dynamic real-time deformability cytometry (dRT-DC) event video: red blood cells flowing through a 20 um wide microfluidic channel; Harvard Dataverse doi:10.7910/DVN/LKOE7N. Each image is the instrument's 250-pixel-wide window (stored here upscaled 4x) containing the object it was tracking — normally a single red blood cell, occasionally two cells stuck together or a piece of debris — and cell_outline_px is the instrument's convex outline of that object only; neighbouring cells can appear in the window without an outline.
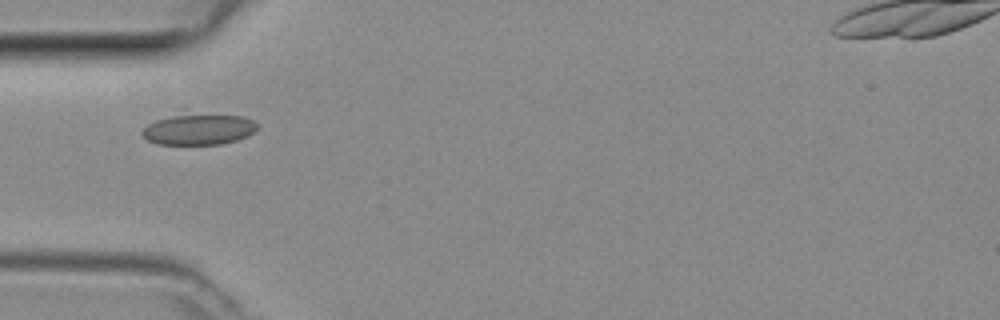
{"species": "common noctule bat (a hibernating species)", "species_latin": "Nyctalus noctula", "temperature_condition": "room temperature", "stored_images_in_passage": 6, "camera_frame_rate_fps": 3000, "um_per_image_px": 0.085, "animal": {"sex": "female", "body_mass_g": 29.2, "forearm_length_mm": 56.3}, "frame": {"image": 1, "passage_image": 4, "time_ms": 1.0, "image_size_px": [1000, 320], "cell_outline_px": [[256, 128], [248, 136], [236, 140], [220, 144], [156, 144], [148, 140], [140, 132], [148, 124], [180, 108], [184, 108], [244, 116], [252, 120], [256, 124]], "centroid_in_image_um": [16.83, 10.87], "position_along_channel_um": 68.2, "area_um2": 22.43}}
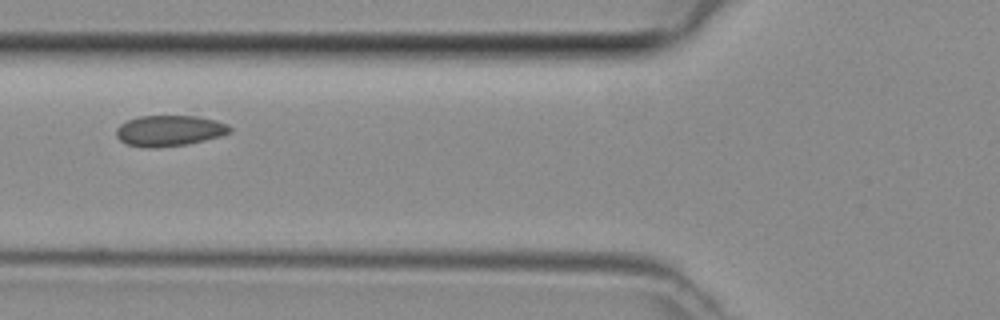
{"frame": {"image": 2, "passage_image": 5, "time_ms": 1.333, "image_size_px": [1000, 320], "cell_outline_px": [[232, 132], [220, 136], [188, 144], [152, 148], [144, 148], [128, 144], [120, 140], [116, 136], [116, 128], [120, 124], [128, 120], [140, 116], [196, 116], [216, 120], [228, 124], [232, 128]], "centroid_in_image_um": [14.41, 11.11], "position_along_channel_um": 111.4, "area_um2": 20.46}}
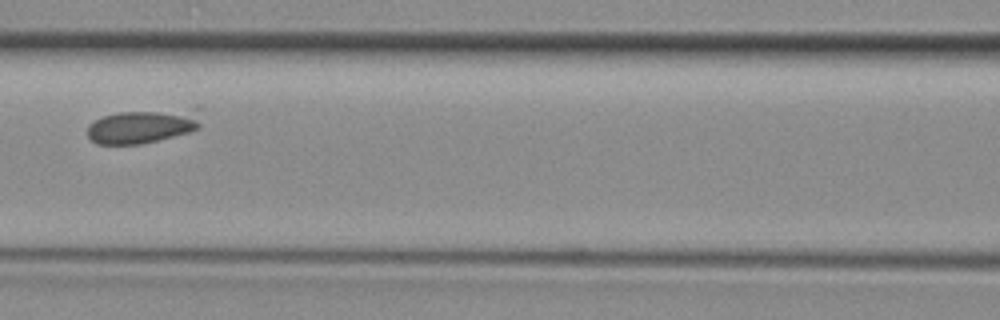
{"frame": {"image": 3, "passage_image": 6, "time_ms": 1.667, "image_size_px": [1000, 320], "cell_outline_px": [[200, 128], [188, 132], [140, 144], [96, 144], [88, 136], [88, 124], [104, 116], [120, 112], [196, 104], [200, 104]], "centroid_in_image_um": [12.3, 10.63], "position_along_channel_um": 154.3, "area_um2": 23.64}}